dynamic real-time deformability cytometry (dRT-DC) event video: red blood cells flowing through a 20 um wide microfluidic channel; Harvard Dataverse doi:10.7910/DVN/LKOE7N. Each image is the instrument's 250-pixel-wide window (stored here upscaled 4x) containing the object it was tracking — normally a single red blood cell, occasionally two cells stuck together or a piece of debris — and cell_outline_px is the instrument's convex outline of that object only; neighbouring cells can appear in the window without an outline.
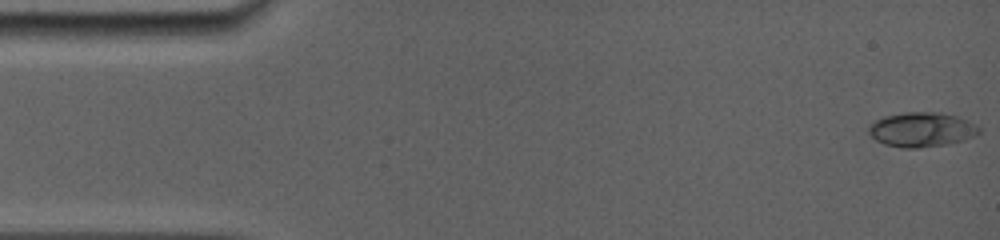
{"species": "common noctule bat (a hibernating species)", "species_latin": "Nyctalus noctula", "temperature_condition": "room temperature", "stored_images_in_passage": 81, "camera_frame_rate_fps": 5000, "um_per_image_px": 0.085, "animal": {"sex": "female", "body_mass_g": 19.0, "forearm_length_mm": 56.7}, "frame": {"image": 1, "passage_image": 1, "time_ms": 0.0, "image_size_px": [1000, 240], "cell_outline_px": [[980, 132], [976, 136], [964, 140], [948, 144], [916, 148], [900, 148], [884, 144], [876, 140], [868, 132], [868, 128], [876, 120], [884, 116], [904, 112], [936, 112], [956, 116], [980, 128]], "centroid_in_image_um": [78.32, 11.03], "position_along_channel_um": 6.7, "area_um2": 22.08}}
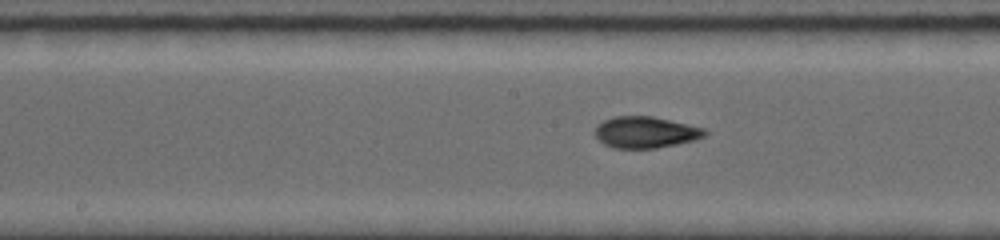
{"frame": {"image": 2, "passage_image": 43, "time_ms": 8.0, "image_size_px": [1000, 240], "cell_outline_px": [[708, 132], [704, 136], [696, 140], [656, 148], [612, 148], [604, 144], [596, 136], [596, 124], [612, 116], [652, 116], [688, 124], [704, 128]], "centroid_in_image_um": [54.87, 11.24], "position_along_channel_um": 193.3, "area_um2": 20.11}}
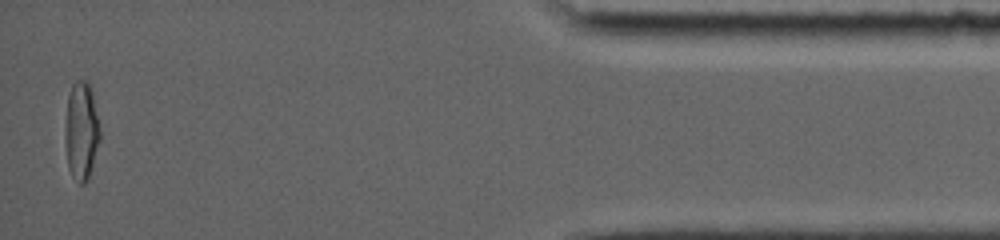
{"frame": {"image": 3, "passage_image": 79, "time_ms": 15.6, "image_size_px": [1000, 240], "cell_outline_px": [[100, 140], [88, 180], [84, 184], [80, 184], [72, 176], [68, 168], [68, 96], [72, 84], [76, 80], [88, 80], [92, 92], [100, 132]], "centroid_in_image_um": [6.97, 11.13], "position_along_channel_um": 428.2, "area_um2": 18.96}}